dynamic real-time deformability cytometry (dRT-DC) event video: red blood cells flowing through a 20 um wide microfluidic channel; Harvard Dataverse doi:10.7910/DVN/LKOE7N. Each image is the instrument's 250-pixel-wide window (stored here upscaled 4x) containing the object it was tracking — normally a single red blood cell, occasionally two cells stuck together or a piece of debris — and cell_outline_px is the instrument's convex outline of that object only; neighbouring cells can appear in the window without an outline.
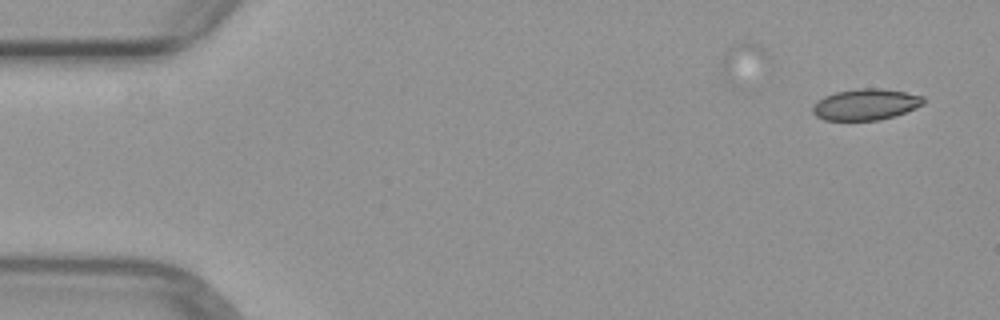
{"species": "common noctule bat (a hibernating species)", "species_latin": "Nyctalus noctula", "temperature_condition": "warm", "stored_images_in_passage": 2, "camera_frame_rate_fps": 3000, "um_per_image_px": 0.085, "animal": {"sex": "female", "body_mass_g": 29.2, "forearm_length_mm": 56.3}, "frame": {"image": 1, "passage_image": 2, "time_ms": 1.333, "image_size_px": [1000, 320], "cell_outline_px": [[924, 104], [916, 108], [880, 120], [824, 120], [816, 116], [812, 112], [812, 108], [824, 96], [836, 92], [860, 88], [880, 88], [904, 92], [924, 96]], "centroid_in_image_um": [73.59, 8.88], "position_along_channel_um": 11.4, "area_um2": 19.94}}